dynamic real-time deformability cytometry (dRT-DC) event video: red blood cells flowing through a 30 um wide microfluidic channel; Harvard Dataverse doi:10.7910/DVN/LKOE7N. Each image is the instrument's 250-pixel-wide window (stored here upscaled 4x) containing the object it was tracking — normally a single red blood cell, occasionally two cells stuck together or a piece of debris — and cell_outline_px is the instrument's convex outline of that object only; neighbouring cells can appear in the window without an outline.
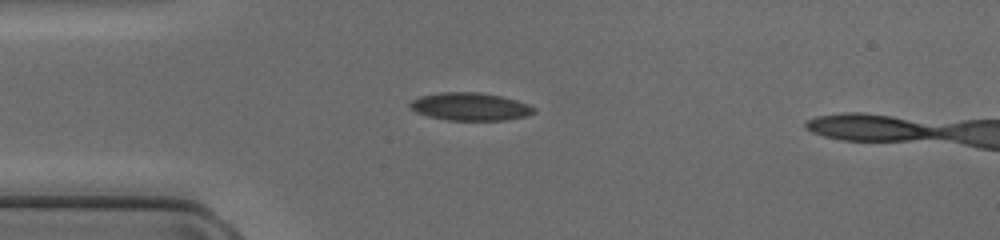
{"species": "common noctule bat (a hibernating species)", "species_latin": "Nyctalus noctula", "temperature_condition": "cold", "stored_images_in_passage": 43, "camera_frame_rate_fps": 3000, "um_per_image_px": 0.085, "animal": {"sex": "female", "body_mass_g": 17.0, "forearm_length_mm": 48.0}, "frame": {"image": 1, "passage_image": 11, "time_ms": 3.333, "image_size_px": [1000, 240], "cell_outline_px": [[536, 112], [528, 116], [504, 120], [448, 120], [428, 116], [416, 112], [408, 104], [412, 100], [420, 96], [440, 92], [476, 92], [500, 96], [516, 100], [528, 104], [536, 108]], "centroid_in_image_um": [39.98, 9.06], "position_along_channel_um": 45.0, "area_um2": 20.06}}
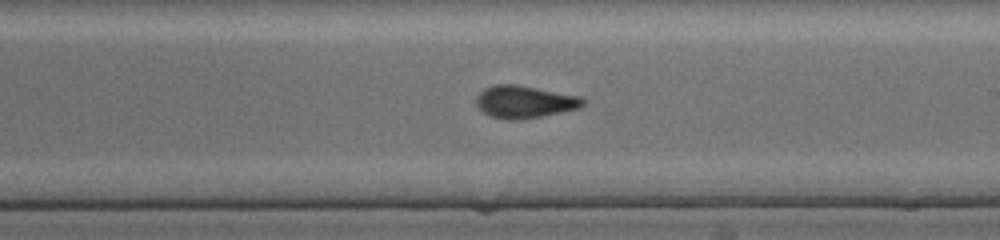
{"frame": {"image": 2, "passage_image": 26, "time_ms": 8.333, "image_size_px": [1000, 240], "cell_outline_px": [[588, 100], [580, 108], [520, 120], [508, 120], [492, 116], [484, 112], [476, 104], [476, 96], [484, 88], [492, 84], [516, 84], [580, 96]], "centroid_in_image_um": [44.6, 8.64], "position_along_channel_um": 244.4, "area_um2": 20.17}}
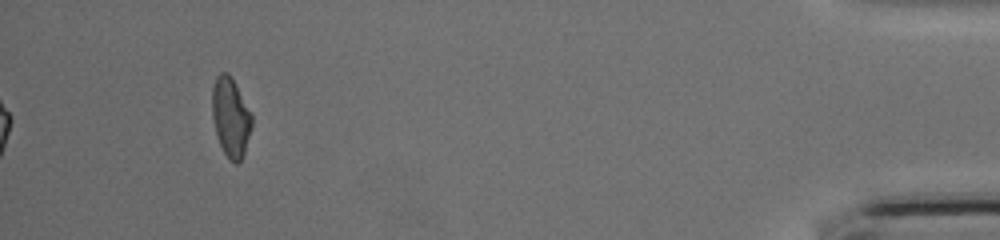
{"frame": {"image": 3, "passage_image": 43, "time_ms": 14.0, "image_size_px": [1000, 240], "cell_outline_px": [[252, 124], [244, 152], [240, 160], [236, 164], [228, 160], [216, 136], [212, 116], [212, 88], [216, 76], [220, 72], [228, 72], [232, 76], [252, 112]], "centroid_in_image_um": [19.6, 9.92], "position_along_channel_um": 415.6, "area_um2": 18.61}}